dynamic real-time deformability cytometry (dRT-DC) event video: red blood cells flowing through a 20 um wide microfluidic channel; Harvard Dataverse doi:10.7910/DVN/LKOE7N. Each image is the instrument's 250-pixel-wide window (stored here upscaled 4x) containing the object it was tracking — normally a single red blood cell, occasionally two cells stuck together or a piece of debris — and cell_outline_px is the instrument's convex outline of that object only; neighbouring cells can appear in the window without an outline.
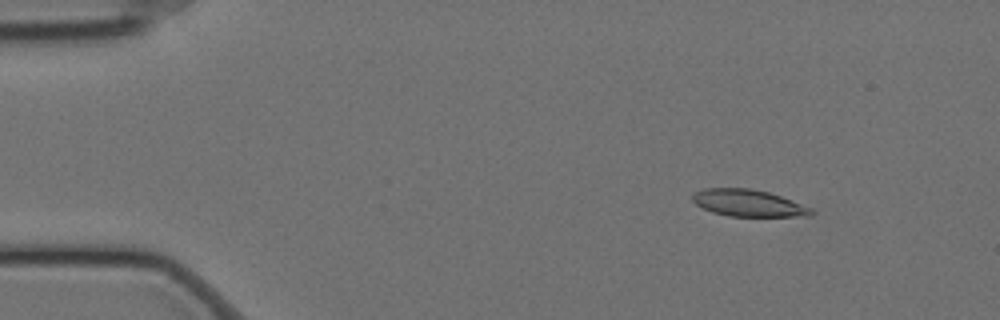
{"species": "Egyptian fruit bat (a non-hibernating species)", "species_latin": "Rousettus aegyptiacus", "temperature_condition": "cold", "stored_images_in_passage": 58, "camera_frame_rate_fps": 3000, "um_per_image_px": 0.085, "animal": {"sex": "female"}, "frame": {"image": 1, "passage_image": 7, "time_ms": 2.0, "image_size_px": [1000, 320], "cell_outline_px": [[816, 212], [812, 216], [728, 216], [712, 212], [696, 204], [692, 200], [692, 192], [704, 188], [752, 188], [768, 192], [792, 200], [812, 208]], "centroid_in_image_um": [63.61, 17.25], "position_along_channel_um": 21.4, "area_um2": 18.73}}
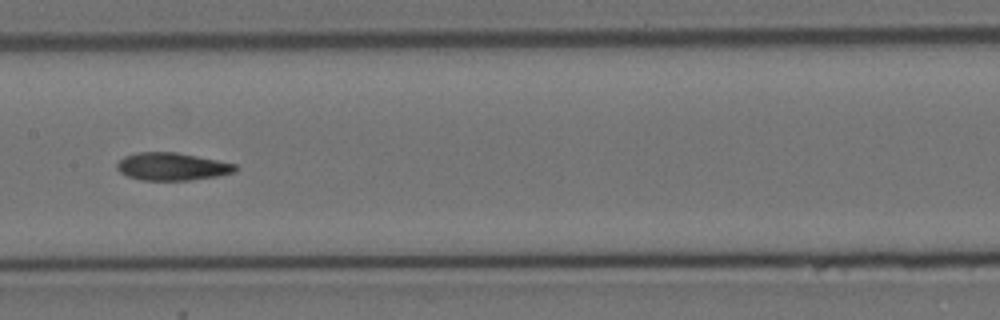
{"frame": {"image": 2, "passage_image": 29, "time_ms": 9.333, "image_size_px": [1000, 320], "cell_outline_px": [[240, 168], [236, 172], [216, 176], [192, 180], [140, 180], [128, 176], [120, 172], [116, 168], [116, 164], [124, 156], [136, 152], [176, 152], [236, 164]], "centroid_in_image_um": [14.63, 14.16], "position_along_channel_um": 192.8, "area_um2": 19.13}}
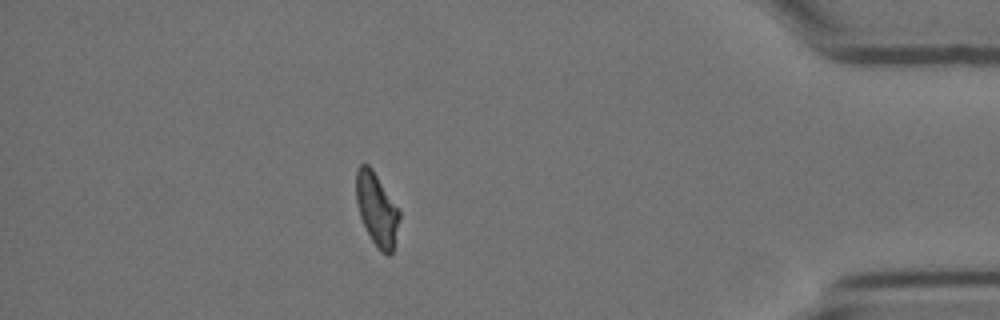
{"frame": {"image": 3, "passage_image": 51, "time_ms": 16.667, "image_size_px": [1000, 320], "cell_outline_px": [[400, 216], [392, 252], [388, 256], [380, 252], [372, 240], [360, 216], [356, 200], [356, 172], [360, 164], [368, 164], [372, 168], [400, 212]], "centroid_in_image_um": [32.01, 17.79], "position_along_channel_um": 403.2, "area_um2": 17.98}, "authors_computed_cell_mechanics": {"area_um2": 19.1318, "velocity_mm_per_s": 3.467, "shape_relaxation_time_tau1_ms": 7.4804, "shape_relaxation_time_tau2_ms": 7.7915, "deformation_change_tau1": 0.1961, "deformation_change_tau2": 0.1232}}